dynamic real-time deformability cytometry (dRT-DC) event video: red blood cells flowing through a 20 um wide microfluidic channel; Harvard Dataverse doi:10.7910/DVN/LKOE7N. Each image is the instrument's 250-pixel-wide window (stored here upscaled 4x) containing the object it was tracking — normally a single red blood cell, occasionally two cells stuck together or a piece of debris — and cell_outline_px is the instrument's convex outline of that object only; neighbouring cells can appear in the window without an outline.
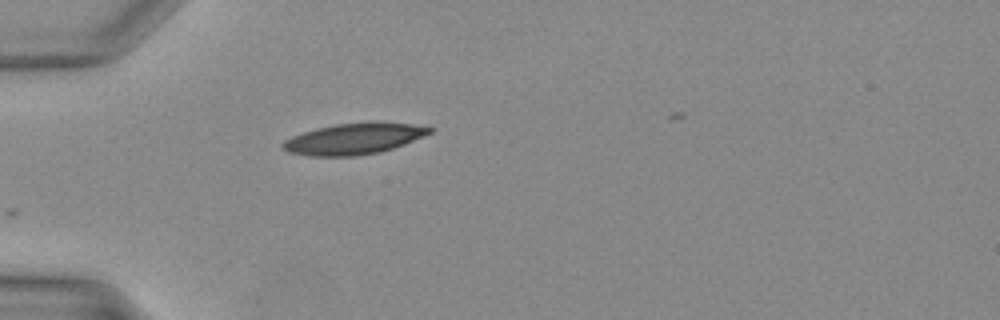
{"species": "Egyptian fruit bat (a non-hibernating species)", "species_latin": "Rousettus aegyptiacus", "temperature_condition": "warm", "stored_images_in_passage": 4, "camera_frame_rate_fps": 3000, "um_per_image_px": 0.085, "animal": {"sex": "female"}, "frame": {"image": 1, "passage_image": 1, "time_ms": 0.0, "image_size_px": [1000, 320], "cell_outline_px": [[432, 132], [404, 144], [380, 152], [356, 156], [308, 156], [288, 152], [280, 148], [280, 144], [284, 140], [292, 136], [316, 128], [336, 124], [412, 124], [432, 128]], "centroid_in_image_um": [29.97, 11.84], "position_along_channel_um": 55.0, "area_um2": 25.84}}